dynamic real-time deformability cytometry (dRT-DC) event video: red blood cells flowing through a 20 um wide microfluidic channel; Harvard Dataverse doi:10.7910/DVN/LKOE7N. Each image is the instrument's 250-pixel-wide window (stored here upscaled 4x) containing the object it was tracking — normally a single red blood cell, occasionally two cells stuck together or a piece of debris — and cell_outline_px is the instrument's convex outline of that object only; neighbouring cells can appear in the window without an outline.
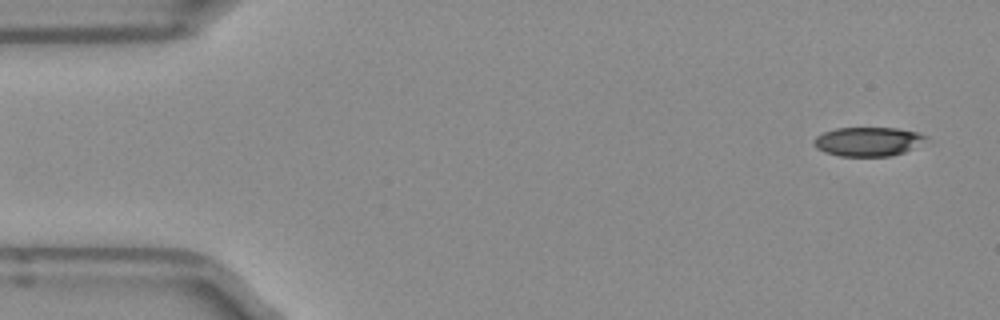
{"species": "Egyptian fruit bat (a non-hibernating species)", "species_latin": "Rousettus aegyptiacus", "temperature_condition": "room temperature", "stored_images_in_passage": 5, "segment_of_instrument_passage": [2, 2], "camera_frame_rate_fps": 3000, "um_per_image_px": 0.085, "frame": {"image": 1, "passage_image": 5, "time_ms": 1.333, "image_size_px": [1000, 320], "cell_outline_px": [[928, 136], [904, 152], [892, 156], [840, 156], [824, 152], [816, 148], [816, 136], [824, 132], [836, 128], [896, 128], [916, 132]], "centroid_in_image_um": [73.73, 12.03], "position_along_channel_um": 11.3, "area_um2": 18.5}}